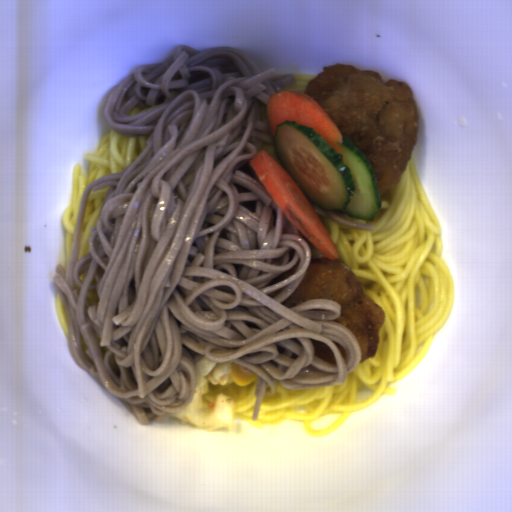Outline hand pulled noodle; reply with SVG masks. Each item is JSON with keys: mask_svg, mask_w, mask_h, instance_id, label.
Instances as JSON below:
<instances>
[{"mask_svg": "<svg viewBox=\"0 0 512 512\" xmlns=\"http://www.w3.org/2000/svg\"><path fill=\"white\" fill-rule=\"evenodd\" d=\"M379 195L381 208L373 219L323 209L305 195L326 226L338 259L385 312L374 356L359 362L343 383L329 387L286 389L276 381V392L263 394L258 420H252L257 375L247 385L210 384L203 407L210 408L218 394H225L235 421L260 431L299 421L311 437H328L354 412L395 393L390 385L418 366L451 314L456 284L442 256L441 224L417 174L414 153L399 182Z\"/></svg>", "mask_w": 512, "mask_h": 512, "instance_id": "14784b9a", "label": "hand pulled noodle"}, {"mask_svg": "<svg viewBox=\"0 0 512 512\" xmlns=\"http://www.w3.org/2000/svg\"><path fill=\"white\" fill-rule=\"evenodd\" d=\"M150 136H121L113 129L100 139L97 150L83 157L88 162V170L82 172V166L75 164L72 171L70 206L63 213L62 223L66 255L69 261L75 235L82 196L88 185L105 175L121 173L133 163L148 145Z\"/></svg>", "mask_w": 512, "mask_h": 512, "instance_id": "772679e5", "label": "hand pulled noodle"}, {"mask_svg": "<svg viewBox=\"0 0 512 512\" xmlns=\"http://www.w3.org/2000/svg\"><path fill=\"white\" fill-rule=\"evenodd\" d=\"M108 187H104L97 191L90 192L85 208L84 220L82 225L81 237H80V248L78 251V260H81L82 256L87 253H91L90 250V237L92 227H97L103 210L105 195L109 190Z\"/></svg>", "mask_w": 512, "mask_h": 512, "instance_id": "2289bc40", "label": "hand pulled noodle"}, {"mask_svg": "<svg viewBox=\"0 0 512 512\" xmlns=\"http://www.w3.org/2000/svg\"><path fill=\"white\" fill-rule=\"evenodd\" d=\"M258 109H259V114H260V122L266 124L269 127L268 135L272 138V144L262 143L257 152H259L260 150H265V151L271 153L280 162V160L276 154V151H275V146H274L275 137H273L271 127H270V122H269L268 113H267V104H259L258 103Z\"/></svg>", "mask_w": 512, "mask_h": 512, "instance_id": "bd1af8b7", "label": "hand pulled noodle"}, {"mask_svg": "<svg viewBox=\"0 0 512 512\" xmlns=\"http://www.w3.org/2000/svg\"><path fill=\"white\" fill-rule=\"evenodd\" d=\"M55 310L58 316L59 323L62 329L64 330L66 336L68 337L70 324L67 317L66 305L65 302L61 299L59 291L57 292Z\"/></svg>", "mask_w": 512, "mask_h": 512, "instance_id": "8796e031", "label": "hand pulled noodle"}, {"mask_svg": "<svg viewBox=\"0 0 512 512\" xmlns=\"http://www.w3.org/2000/svg\"><path fill=\"white\" fill-rule=\"evenodd\" d=\"M293 75L295 77V83L292 86H290L284 90L298 91L303 94L305 92L306 85L318 76V75H314L311 73H299V72L296 74H293Z\"/></svg>", "mask_w": 512, "mask_h": 512, "instance_id": "2babfb4a", "label": "hand pulled noodle"}, {"mask_svg": "<svg viewBox=\"0 0 512 512\" xmlns=\"http://www.w3.org/2000/svg\"><path fill=\"white\" fill-rule=\"evenodd\" d=\"M282 220L289 222L297 231L298 235L301 239L306 241L311 249L310 260L318 259L320 257L325 256L322 252H320L315 246H313L304 236L303 234L289 221V219L282 213Z\"/></svg>", "mask_w": 512, "mask_h": 512, "instance_id": "6c469fb5", "label": "hand pulled noodle"}, {"mask_svg": "<svg viewBox=\"0 0 512 512\" xmlns=\"http://www.w3.org/2000/svg\"><path fill=\"white\" fill-rule=\"evenodd\" d=\"M238 171H241L243 173H246V174L250 175L251 177L256 179L261 184V182H260L257 174L255 173L253 167L250 165V159L246 160V164L243 165L242 167L238 168Z\"/></svg>", "mask_w": 512, "mask_h": 512, "instance_id": "7befea95", "label": "hand pulled noodle"}]
</instances>
